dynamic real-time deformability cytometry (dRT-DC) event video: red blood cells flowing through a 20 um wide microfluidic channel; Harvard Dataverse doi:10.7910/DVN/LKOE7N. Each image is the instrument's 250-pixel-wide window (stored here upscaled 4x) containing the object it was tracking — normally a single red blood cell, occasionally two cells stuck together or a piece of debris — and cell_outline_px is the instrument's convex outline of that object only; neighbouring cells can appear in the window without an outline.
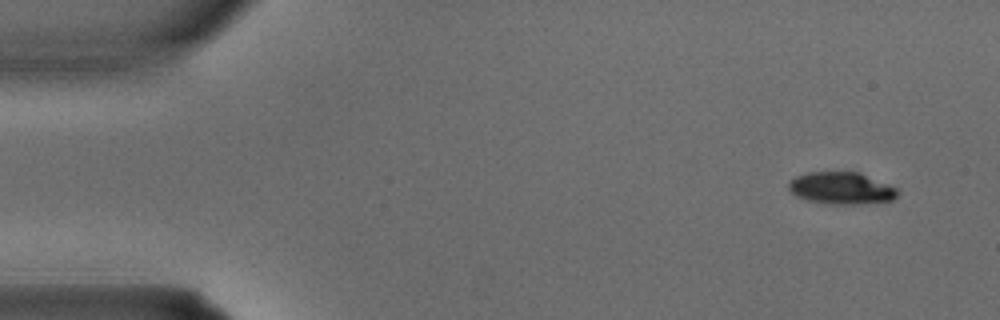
{"species": "common noctule bat (a hibernating species)", "species_latin": "Nyctalus noctula", "temperature_condition": "warm", "stored_images_in_passage": 2, "camera_frame_rate_fps": 3000, "um_per_image_px": 0.085, "animal": {"sex": "male", "body_mass_g": 15.6}, "frame": {"image": 1, "passage_image": 1, "time_ms": 0.0, "image_size_px": [1000, 320], "cell_outline_px": [[900, 192], [892, 200], [856, 204], [832, 204], [808, 200], [796, 196], [788, 188], [788, 180], [796, 176], [808, 172], [860, 172], [900, 188]], "centroid_in_image_um": [71.54, 15.98], "position_along_channel_um": 13.5, "area_um2": 20.52}}